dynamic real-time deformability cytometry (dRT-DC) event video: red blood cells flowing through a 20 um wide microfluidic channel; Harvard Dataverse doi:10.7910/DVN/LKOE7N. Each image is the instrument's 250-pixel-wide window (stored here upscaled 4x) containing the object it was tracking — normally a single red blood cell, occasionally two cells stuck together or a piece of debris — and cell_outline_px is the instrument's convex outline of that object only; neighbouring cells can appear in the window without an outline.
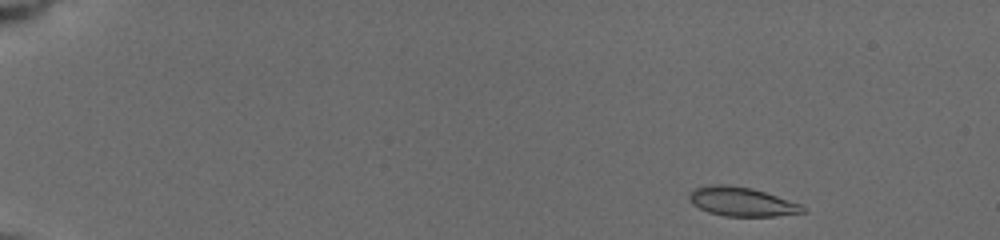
{"species": "common noctule bat (a hibernating species)", "species_latin": "Nyctalus noctula", "temperature_condition": "cold", "stored_images_in_passage": 61, "camera_frame_rate_fps": 3000, "um_per_image_px": 0.085, "animal": {"sex": "female", "body_mass_g": 19.5, "forearm_length_mm": 54.1}, "frame": {"image": 1, "passage_image": 1, "time_ms": 0.0, "image_size_px": [1000, 240], "cell_outline_px": [[808, 212], [776, 216], [724, 216], [708, 212], [692, 204], [688, 200], [688, 196], [692, 188], [712, 184], [728, 184], [752, 188], [800, 204], [808, 208]], "centroid_in_image_um": [63.03, 17.14], "position_along_channel_um": 22.0, "area_um2": 19.42}}
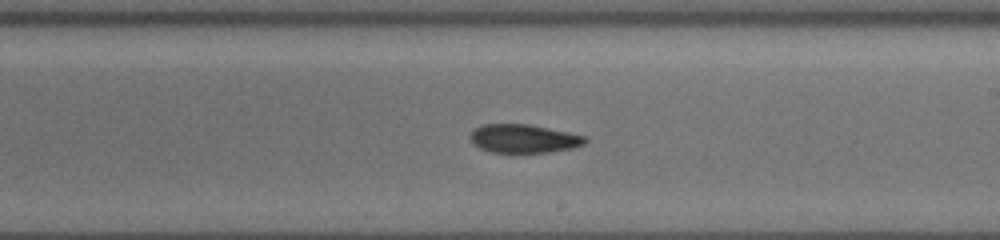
{"frame": {"image": 2, "passage_image": 33, "time_ms": 9.0, "image_size_px": [1000, 240], "cell_outline_px": [[588, 140], [584, 144], [572, 148], [548, 152], [516, 156], [488, 152], [480, 148], [468, 136], [476, 128], [484, 124], [528, 124], [588, 136]], "centroid_in_image_um": [44.52, 11.83], "position_along_channel_um": 244.5, "area_um2": 19.83}}
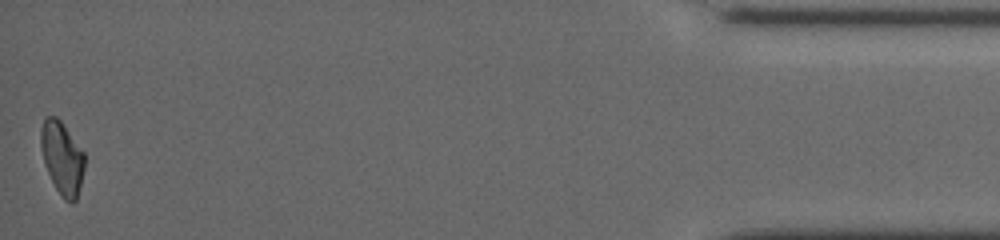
{"frame": {"image": 3, "passage_image": 61, "time_ms": 15.667, "image_size_px": [1000, 240], "cell_outline_px": [[84, 168], [76, 200], [72, 204], [64, 200], [56, 188], [44, 164], [40, 144], [40, 128], [44, 116], [56, 116], [60, 120], [84, 152]], "centroid_in_image_um": [5.25, 13.4], "position_along_channel_um": 429.9, "area_um2": 18.5}, "authors_computed_cell_mechanics": {"area_um2": 19.0162, "velocity_mm_per_s": 3.9088, "shape_relaxation_time_tau1_ms": 4.098, "shape_relaxation_time_tau2_ms": 7.0563, "deformation_change_tau1": 0.1405, "deformation_change_tau2": 0.1264}}